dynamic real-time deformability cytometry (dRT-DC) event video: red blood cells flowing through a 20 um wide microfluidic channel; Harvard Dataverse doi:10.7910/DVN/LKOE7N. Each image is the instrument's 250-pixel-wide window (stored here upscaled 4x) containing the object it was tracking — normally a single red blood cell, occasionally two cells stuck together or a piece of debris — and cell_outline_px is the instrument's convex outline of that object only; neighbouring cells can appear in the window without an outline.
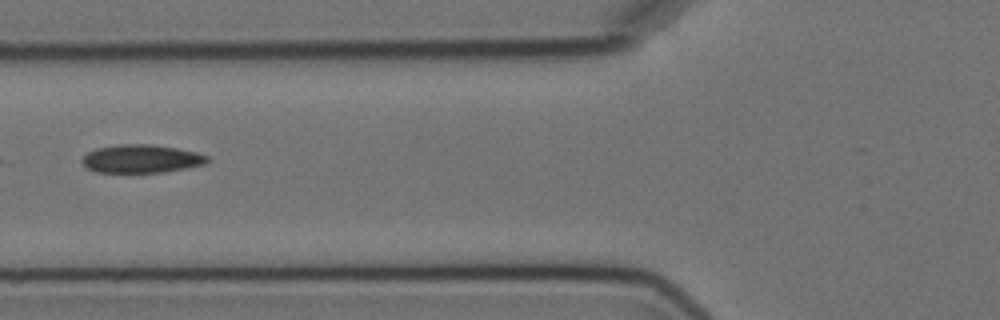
{"species": "Egyptian fruit bat (a non-hibernating species)", "species_latin": "Rousettus aegyptiacus", "temperature_condition": "cold", "stored_images_in_passage": 3, "camera_frame_rate_fps": 3000, "um_per_image_px": 0.085, "animal": {"sex": "female"}, "frame": {"image": 1, "passage_image": 3, "time_ms": 2.333, "image_size_px": [1000, 320], "cell_outline_px": [[208, 160], [204, 164], [164, 172], [96, 172], [88, 168], [80, 160], [88, 152], [96, 148], [116, 144], [152, 144], [176, 148], [196, 152], [208, 156]], "centroid_in_image_um": [11.98, 13.48], "position_along_channel_um": 113.8, "area_um2": 20.46}}